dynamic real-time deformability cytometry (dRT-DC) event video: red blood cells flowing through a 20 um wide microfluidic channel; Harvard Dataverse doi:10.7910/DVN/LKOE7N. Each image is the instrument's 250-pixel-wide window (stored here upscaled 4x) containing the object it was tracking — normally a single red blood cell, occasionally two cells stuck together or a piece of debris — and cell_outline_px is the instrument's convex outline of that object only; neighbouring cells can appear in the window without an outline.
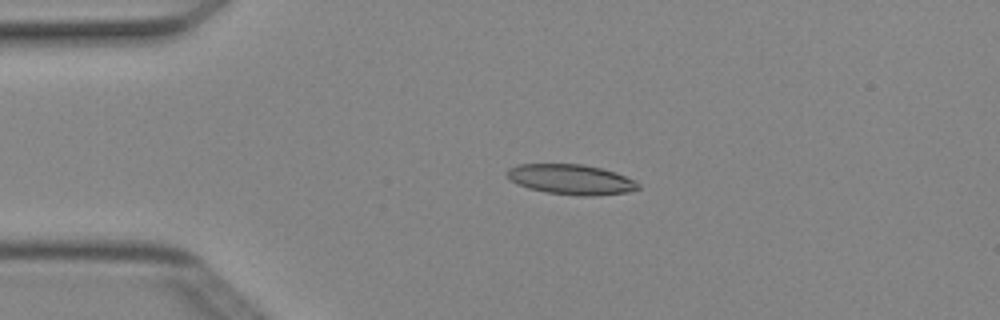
{"species": "Egyptian fruit bat (a non-hibernating species)", "species_latin": "Rousettus aegyptiacus", "temperature_condition": "cold", "stored_images_in_passage": 4, "camera_frame_rate_fps": 3000, "um_per_image_px": 0.085, "animal": {"sex": "female"}, "frame": {"image": 1, "passage_image": 3, "time_ms": 0.667, "image_size_px": [1000, 320], "cell_outline_px": [[640, 188], [628, 192], [592, 196], [576, 196], [548, 192], [528, 188], [516, 184], [508, 180], [504, 172], [508, 168], [520, 164], [584, 164], [616, 172], [636, 180], [640, 184]], "centroid_in_image_um": [48.52, 15.25], "position_along_channel_um": 36.5, "area_um2": 23.35}}